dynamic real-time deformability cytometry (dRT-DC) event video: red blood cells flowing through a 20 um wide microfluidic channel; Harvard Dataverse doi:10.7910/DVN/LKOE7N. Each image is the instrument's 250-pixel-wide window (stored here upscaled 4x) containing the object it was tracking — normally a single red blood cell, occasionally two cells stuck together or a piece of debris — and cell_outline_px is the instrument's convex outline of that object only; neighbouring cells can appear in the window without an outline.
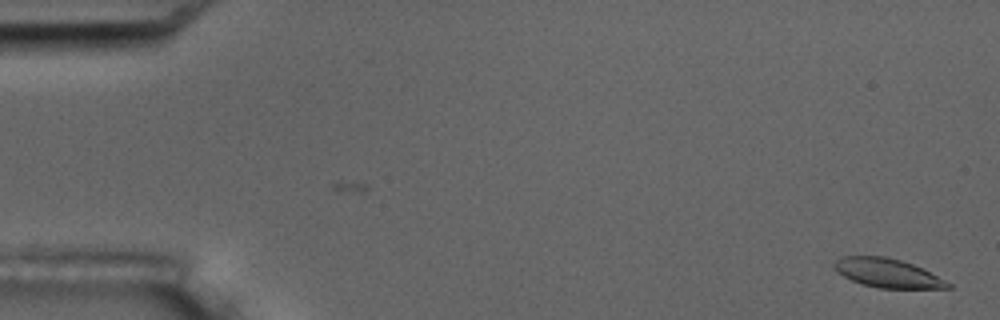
{"species": "common noctule bat (a hibernating species)", "species_latin": "Nyctalus noctula", "temperature_condition": "room temperature", "stored_images_in_passage": 2, "camera_frame_rate_fps": 3000, "um_per_image_px": 0.085, "animal": {"sex": "male", "body_mass_g": 17.5, "forearm_length_mm": 52.3}, "frame": {"image": 1, "passage_image": 2, "time_ms": 1.0, "image_size_px": [1000, 320], "cell_outline_px": [[952, 288], [876, 288], [852, 280], [836, 272], [832, 264], [836, 260], [844, 256], [884, 256], [900, 260], [912, 264], [952, 284]], "centroid_in_image_um": [75.39, 23.21], "position_along_channel_um": 9.6, "area_um2": 18.84}}